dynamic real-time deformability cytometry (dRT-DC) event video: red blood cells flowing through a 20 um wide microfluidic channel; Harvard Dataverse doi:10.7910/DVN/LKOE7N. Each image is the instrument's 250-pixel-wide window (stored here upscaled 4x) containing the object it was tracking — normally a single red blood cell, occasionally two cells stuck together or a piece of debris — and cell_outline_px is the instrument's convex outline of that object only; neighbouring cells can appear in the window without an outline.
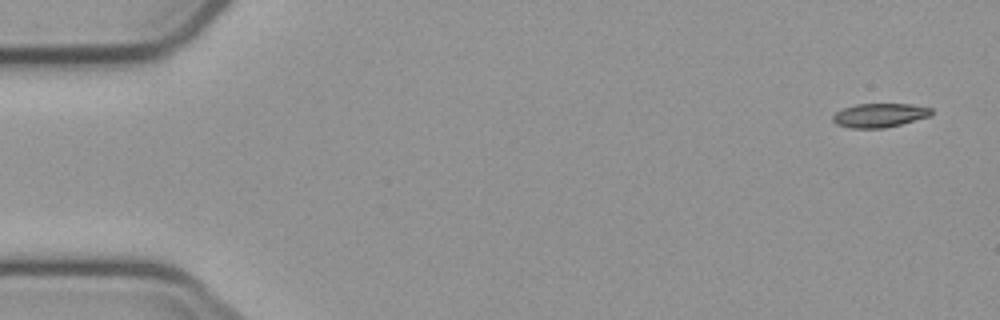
{"species": "common noctule bat (a hibernating species)", "species_latin": "Nyctalus noctula", "temperature_condition": "cold", "stored_images_in_passage": 4, "camera_frame_rate_fps": 3000, "um_per_image_px": 0.085, "animal": {"sex": "male", "body_mass_g": 23.1, "forearm_length_mm": 52.7}, "frame": {"image": 1, "passage_image": 1, "time_ms": 0.0, "image_size_px": [1000, 320], "cell_outline_px": [[932, 116], [884, 128], [848, 128], [836, 124], [832, 120], [832, 116], [836, 112], [844, 108], [856, 104], [912, 104], [932, 108]], "centroid_in_image_um": [74.77, 9.8], "position_along_channel_um": 10.2, "area_um2": 13.81}}